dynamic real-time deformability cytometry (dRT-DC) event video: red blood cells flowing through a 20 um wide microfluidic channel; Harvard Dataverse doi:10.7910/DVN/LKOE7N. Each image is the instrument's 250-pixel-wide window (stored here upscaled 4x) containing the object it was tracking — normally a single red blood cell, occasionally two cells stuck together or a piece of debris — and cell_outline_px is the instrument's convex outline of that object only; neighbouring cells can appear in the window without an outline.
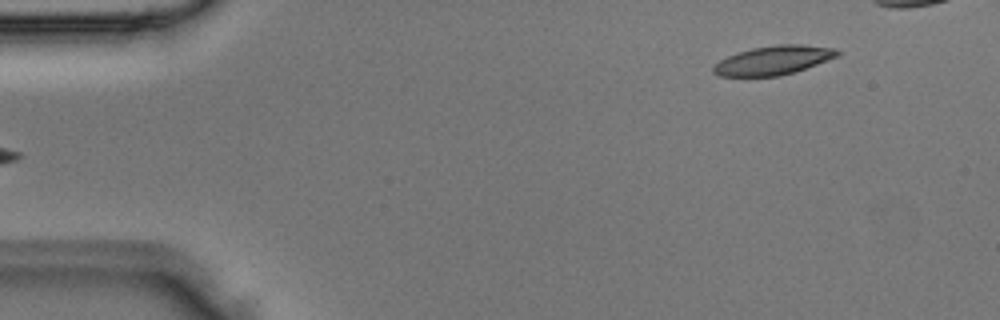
{"species": "Egyptian fruit bat (a non-hibernating species)", "species_latin": "Rousettus aegyptiacus", "temperature_condition": "room temperature", "stored_images_in_passage": 3, "camera_frame_rate_fps": 3000, "um_per_image_px": 0.085, "animal": {"sex": "male"}, "frame": {"image": 1, "passage_image": 3, "time_ms": 0.667, "image_size_px": [1000, 320], "cell_outline_px": [[840, 56], [796, 72], [780, 76], [720, 76], [712, 72], [712, 68], [720, 60], [736, 52], [752, 48], [776, 44], [800, 44], [836, 48], [840, 52]], "centroid_in_image_um": [65.78, 5.12], "position_along_channel_um": 19.2, "area_um2": 21.15}}